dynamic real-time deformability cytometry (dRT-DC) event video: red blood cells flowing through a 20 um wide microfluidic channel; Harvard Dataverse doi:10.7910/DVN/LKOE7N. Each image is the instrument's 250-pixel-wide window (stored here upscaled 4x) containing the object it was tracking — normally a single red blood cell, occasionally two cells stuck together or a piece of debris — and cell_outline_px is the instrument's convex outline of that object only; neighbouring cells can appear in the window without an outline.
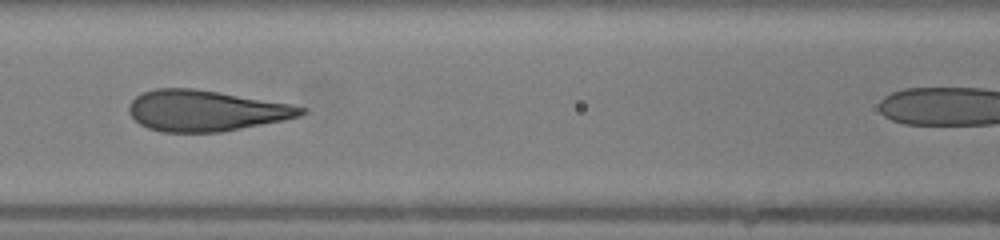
{"species": "human", "species_latin": "Homo sapiens", "temperature_condition": "warm", "stored_images_in_passage": 12, "camera_frame_rate_fps": 3000, "um_per_image_px": 0.085, "donor": {"sex": "female"}, "frame": {"image": 1, "passage_image": 6, "time_ms": 1.667, "image_size_px": [1000, 240], "cell_outline_px": [[308, 112], [300, 116], [284, 120], [220, 132], [160, 132], [148, 128], [140, 124], [128, 112], [128, 104], [140, 92], [156, 88], [192, 88], [288, 104], [308, 108]], "centroid_in_image_um": [17.44, 9.41], "position_along_channel_um": 149.2, "area_um2": 40.81}}
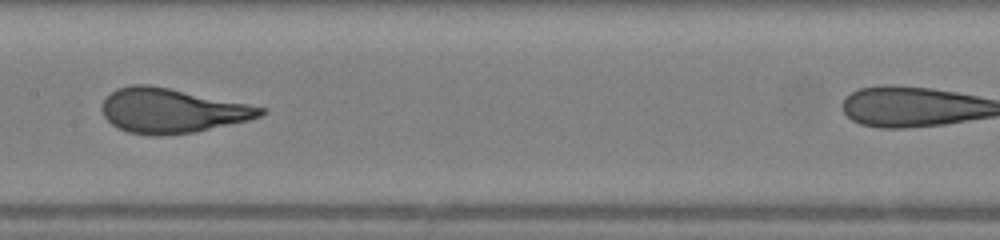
{"frame": {"image": 2, "passage_image": 9, "time_ms": 2.667, "image_size_px": [1000, 240], "cell_outline_px": [[268, 112], [260, 116], [248, 120], [196, 132], [160, 136], [152, 136], [128, 132], [112, 124], [104, 116], [104, 100], [116, 88], [132, 84], [148, 84], [268, 108]], "centroid_in_image_um": [14.64, 9.41], "position_along_channel_um": 192.8, "area_um2": 40.81}}